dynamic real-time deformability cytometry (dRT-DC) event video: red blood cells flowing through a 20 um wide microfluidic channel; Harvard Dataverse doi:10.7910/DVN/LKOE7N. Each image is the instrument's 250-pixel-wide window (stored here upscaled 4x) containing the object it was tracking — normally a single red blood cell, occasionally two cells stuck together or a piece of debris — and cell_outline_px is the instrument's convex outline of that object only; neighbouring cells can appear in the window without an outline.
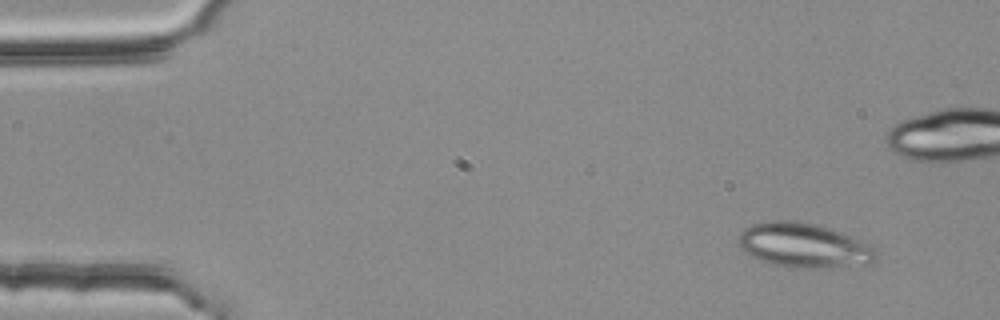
{"species": "common noctule bat (a hibernating species)", "species_latin": "Nyctalus noctula", "temperature_condition": "room temperature", "stored_images_in_passage": 3, "camera_frame_rate_fps": 3000, "um_per_image_px": 0.085, "animal": {"sex": "female", "body_mass_g": 25.1}, "frame": {"image": 1, "passage_image": 1, "time_ms": 0.0, "image_size_px": [1000, 320], "cell_outline_px": [[876, 256], [872, 264], [824, 268], [788, 268], [772, 264], [760, 260], [744, 252], [736, 244], [740, 232], [744, 228], [752, 224], [768, 220], [796, 220], [828, 228], [840, 232], [872, 244], [876, 248]], "centroid_in_image_um": [68.31, 20.87], "position_along_channel_um": 16.7, "area_um2": 36.24}}